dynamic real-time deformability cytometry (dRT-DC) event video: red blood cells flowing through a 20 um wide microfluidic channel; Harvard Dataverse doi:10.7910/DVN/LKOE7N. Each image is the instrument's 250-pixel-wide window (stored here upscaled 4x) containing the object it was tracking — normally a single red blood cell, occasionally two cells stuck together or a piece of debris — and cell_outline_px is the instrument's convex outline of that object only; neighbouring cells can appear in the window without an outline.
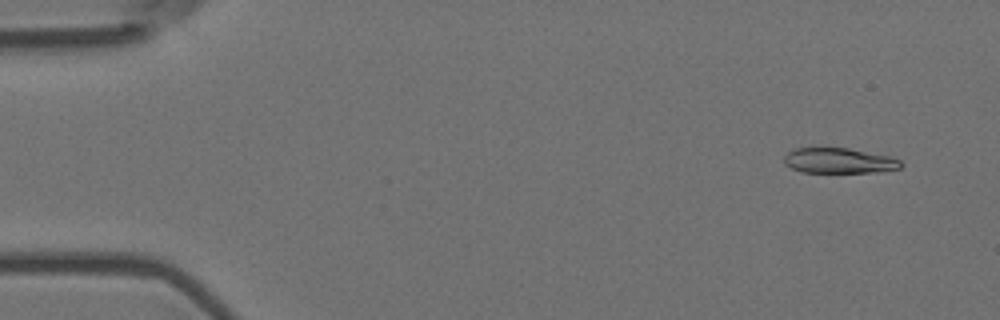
{"species": "Egyptian fruit bat (a non-hibernating species)", "species_latin": "Rousettus aegyptiacus", "temperature_condition": "room temperature", "stored_images_in_passage": 5, "camera_frame_rate_fps": 3000, "um_per_image_px": 0.085, "animal": {"sex": "female"}, "frame": {"image": 1, "passage_image": 2, "time_ms": 0.333, "image_size_px": [1000, 320], "cell_outline_px": [[904, 164], [900, 168], [876, 172], [800, 172], [784, 164], [784, 156], [792, 148], [848, 148], [892, 156], [900, 160]], "centroid_in_image_um": [71.33, 13.65], "position_along_channel_um": 13.7, "area_um2": 17.34}}
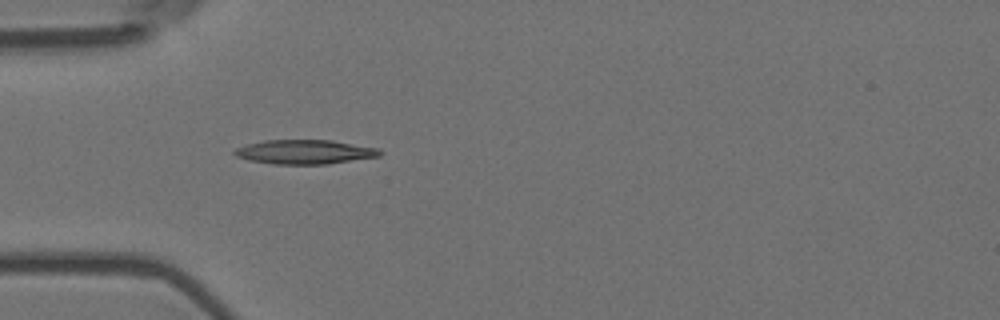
{"frame": {"image": 2, "passage_image": 5, "time_ms": 1.333, "image_size_px": [1000, 320], "cell_outline_px": [[384, 152], [380, 156], [328, 164], [272, 164], [248, 160], [236, 156], [232, 152], [236, 148], [248, 144], [264, 140], [332, 140], [380, 148]], "centroid_in_image_um": [25.93, 12.91], "position_along_channel_um": 59.1, "area_um2": 20.69}}